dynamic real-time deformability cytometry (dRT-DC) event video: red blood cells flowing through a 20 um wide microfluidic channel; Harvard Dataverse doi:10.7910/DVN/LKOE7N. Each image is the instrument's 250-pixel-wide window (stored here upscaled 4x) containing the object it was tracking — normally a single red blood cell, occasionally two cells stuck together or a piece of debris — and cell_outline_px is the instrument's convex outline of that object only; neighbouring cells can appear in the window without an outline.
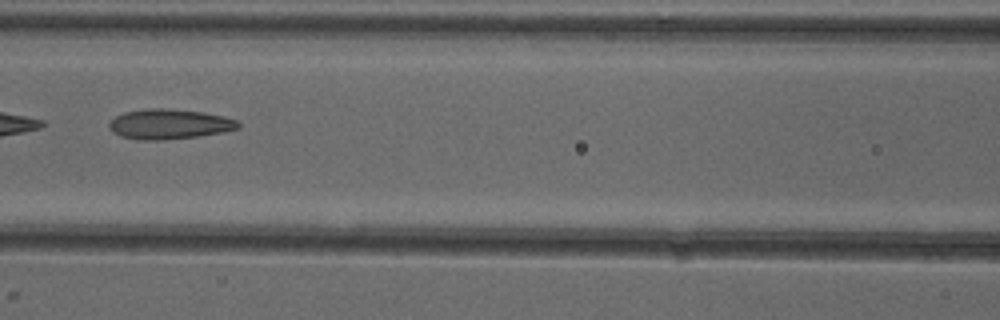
{"species": "common noctule bat (a hibernating species)", "species_latin": "Nyctalus noctula", "temperature_condition": "cold", "stored_images_in_passage": 3, "camera_frame_rate_fps": 3000, "um_per_image_px": 0.085, "animal": {"sex": "female"}, "frame": {"image": 1, "passage_image": 3, "time_ms": 2.333, "image_size_px": [1000, 320], "cell_outline_px": [[240, 128], [220, 132], [196, 136], [160, 140], [136, 140], [120, 136], [112, 132], [108, 128], [108, 124], [116, 116], [124, 112], [148, 108], [164, 108], [204, 112], [224, 116], [236, 120], [240, 124]], "centroid_in_image_um": [14.35, 10.54], "position_along_channel_um": 152.3, "area_um2": 22.54}}